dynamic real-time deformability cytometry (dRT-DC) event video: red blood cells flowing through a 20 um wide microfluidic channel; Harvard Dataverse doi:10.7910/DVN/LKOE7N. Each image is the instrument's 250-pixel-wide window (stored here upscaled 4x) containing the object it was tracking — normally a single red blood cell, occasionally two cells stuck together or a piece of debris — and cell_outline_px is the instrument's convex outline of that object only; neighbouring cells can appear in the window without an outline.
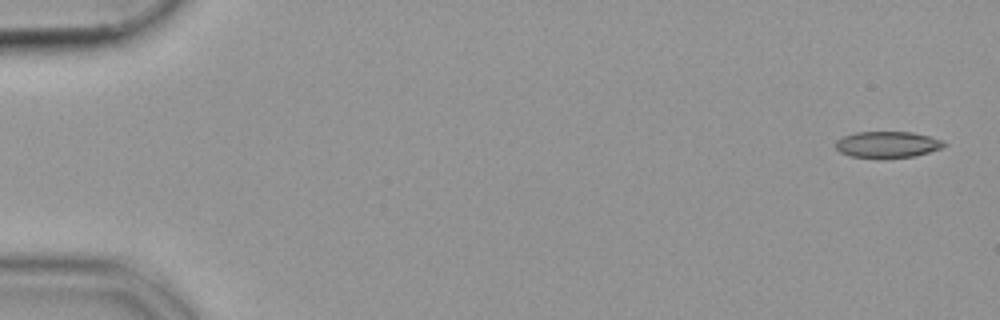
{"species": "common noctule bat (a hibernating species)", "species_latin": "Nyctalus noctula", "temperature_condition": "cold", "stored_images_in_passage": 53, "camera_frame_rate_fps": 3000, "um_per_image_px": 0.085, "animal": {"sex": "female", "body_mass_g": 19.9}, "frame": {"image": 1, "passage_image": 1, "time_ms": 0.0, "image_size_px": [1000, 320], "cell_outline_px": [[948, 144], [944, 148], [912, 156], [880, 160], [848, 156], [840, 152], [836, 148], [836, 140], [844, 136], [856, 132], [912, 132], [944, 140]], "centroid_in_image_um": [75.43, 12.31], "position_along_channel_um": 9.6, "area_um2": 17.11}}
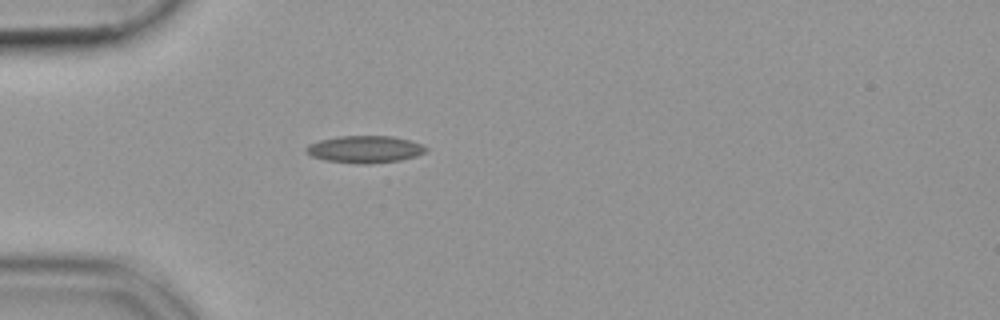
{"frame": {"image": 2, "passage_image": 15, "time_ms": 4.667, "image_size_px": [1000, 320], "cell_outline_px": [[428, 148], [424, 152], [416, 156], [400, 160], [368, 164], [360, 164], [324, 160], [312, 156], [304, 152], [304, 148], [308, 144], [320, 140], [336, 136], [392, 136], [408, 140], [420, 144]], "centroid_in_image_um": [30.95, 12.69], "position_along_channel_um": 54.0, "area_um2": 18.96}}
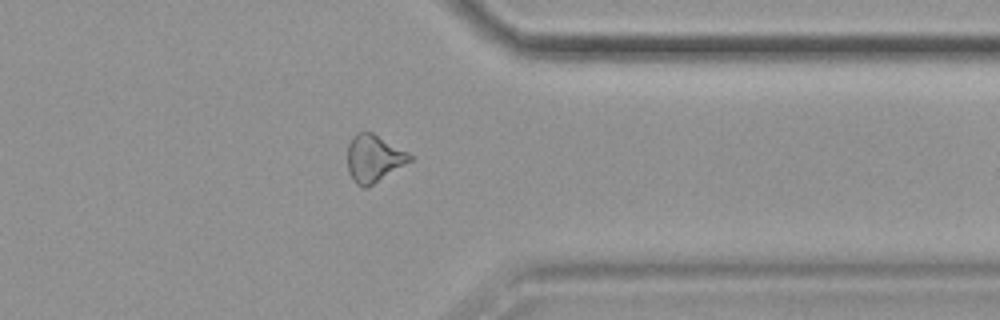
{"frame": {"image": 3, "passage_image": 42, "time_ms": 13.667, "image_size_px": [1000, 320], "cell_outline_px": [[412, 160], [368, 188], [364, 188], [356, 184], [352, 180], [348, 172], [348, 144], [352, 136], [356, 132], [372, 132], [408, 152], [412, 156]], "centroid_in_image_um": [31.75, 13.48], "position_along_channel_um": 379.6, "area_um2": 17.28}}